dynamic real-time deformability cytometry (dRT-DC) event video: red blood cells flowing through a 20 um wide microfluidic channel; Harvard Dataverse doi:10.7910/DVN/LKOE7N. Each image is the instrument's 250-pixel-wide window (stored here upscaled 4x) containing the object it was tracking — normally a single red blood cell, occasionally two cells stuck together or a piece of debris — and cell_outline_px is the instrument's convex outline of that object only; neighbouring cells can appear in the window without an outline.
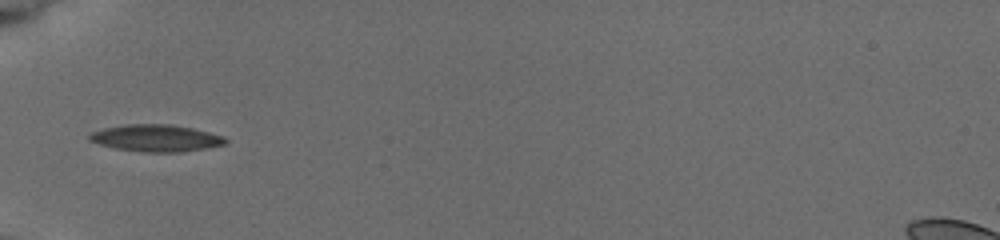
{"species": "common noctule bat (a hibernating species)", "species_latin": "Nyctalus noctula", "temperature_condition": "cold", "stored_images_in_passage": 7, "camera_frame_rate_fps": 3000, "um_per_image_px": 0.085, "animal": {"sex": "female", "body_mass_g": 19.5, "forearm_length_mm": 54.1}, "frame": {"image": 1, "passage_image": 3, "time_ms": 2.333, "image_size_px": [1000, 240], "cell_outline_px": [[228, 140], [224, 144], [204, 148], [180, 152], [144, 152], [116, 148], [100, 144], [88, 140], [88, 136], [92, 132], [104, 128], [124, 124], [172, 124], [192, 128], [224, 136]], "centroid_in_image_um": [13.25, 11.73], "position_along_channel_um": 71.8, "area_um2": 21.21}}
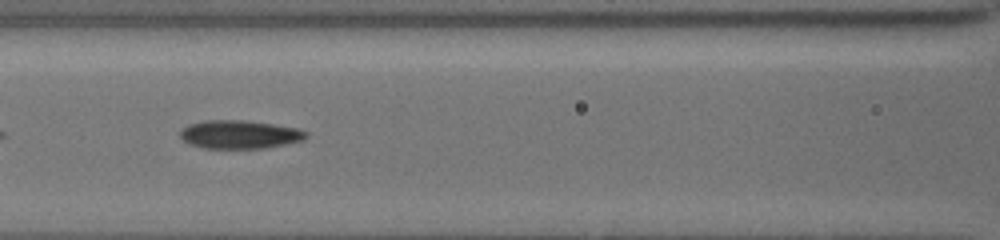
{"frame": {"image": 2, "passage_image": 5, "time_ms": 4.333, "image_size_px": [1000, 240], "cell_outline_px": [[308, 136], [304, 140], [264, 148], [200, 148], [188, 144], [180, 136], [180, 132], [188, 124], [208, 120], [244, 120], [272, 124], [296, 128], [308, 132]], "centroid_in_image_um": [20.36, 11.43], "position_along_channel_um": 146.2, "area_um2": 20.75}}
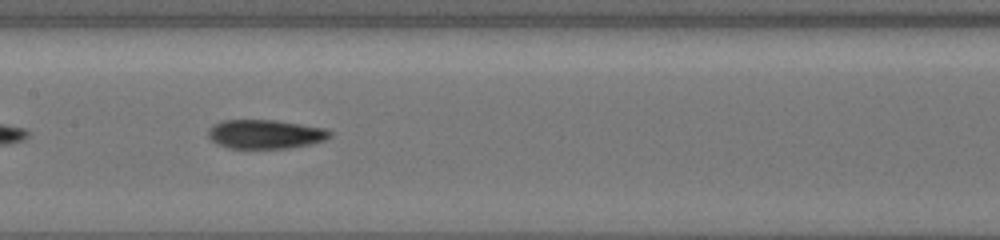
{"frame": {"image": 3, "passage_image": 6, "time_ms": 5.333, "image_size_px": [1000, 240], "cell_outline_px": [[332, 136], [324, 140], [312, 144], [288, 148], [228, 148], [216, 144], [208, 136], [208, 128], [224, 120], [276, 120], [324, 128], [332, 132]], "centroid_in_image_um": [22.56, 11.41], "position_along_channel_um": 184.8, "area_um2": 20.58}}